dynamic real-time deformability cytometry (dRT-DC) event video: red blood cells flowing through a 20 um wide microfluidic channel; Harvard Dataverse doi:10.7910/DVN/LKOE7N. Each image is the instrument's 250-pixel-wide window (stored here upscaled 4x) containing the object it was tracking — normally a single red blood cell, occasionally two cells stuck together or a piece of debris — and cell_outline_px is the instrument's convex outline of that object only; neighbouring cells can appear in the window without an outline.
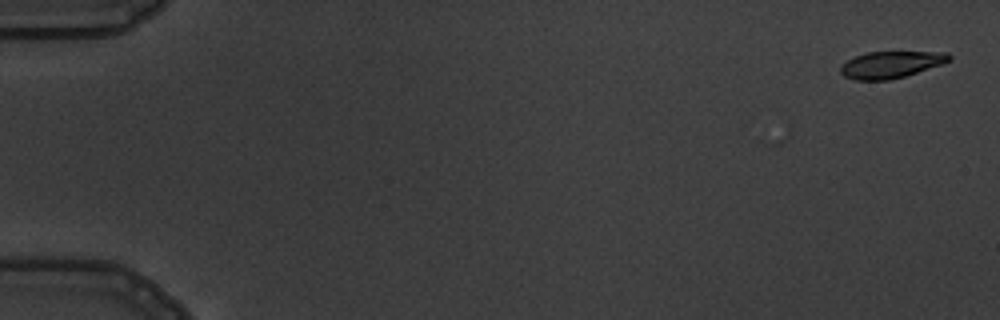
{"species": "common noctule bat (a hibernating species)", "species_latin": "Nyctalus noctula", "temperature_condition": "warm", "stored_images_in_passage": 9, "camera_frame_rate_fps": 3000, "um_per_image_px": 0.085, "animal": {"sex": "male", "body_mass_g": 19.5, "forearm_length_mm": 54.6}, "frame": {"image": 1, "passage_image": 1, "time_ms": 0.0, "image_size_px": [1000, 320], "cell_outline_px": [[952, 60], [944, 64], [904, 76], [888, 80], [856, 80], [844, 76], [840, 72], [840, 64], [856, 56], [868, 52], [948, 52], [952, 56]], "centroid_in_image_um": [75.76, 5.49], "position_along_channel_um": 9.2, "area_um2": 16.99}}
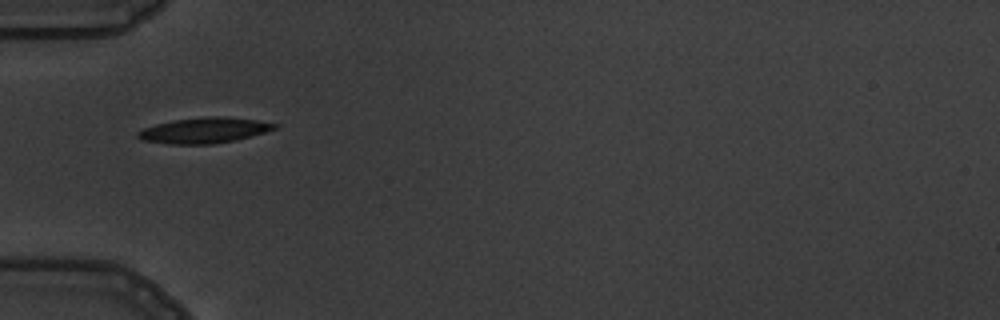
{"frame": {"image": 2, "passage_image": 6, "time_ms": 5.667, "image_size_px": [1000, 320], "cell_outline_px": [[280, 128], [236, 140], [212, 144], [168, 144], [144, 140], [136, 136], [136, 132], [144, 128], [156, 124], [172, 120], [204, 116], [224, 116], [256, 120], [280, 124]], "centroid_in_image_um": [17.39, 11.07], "position_along_channel_um": 67.6, "area_um2": 20.58}}
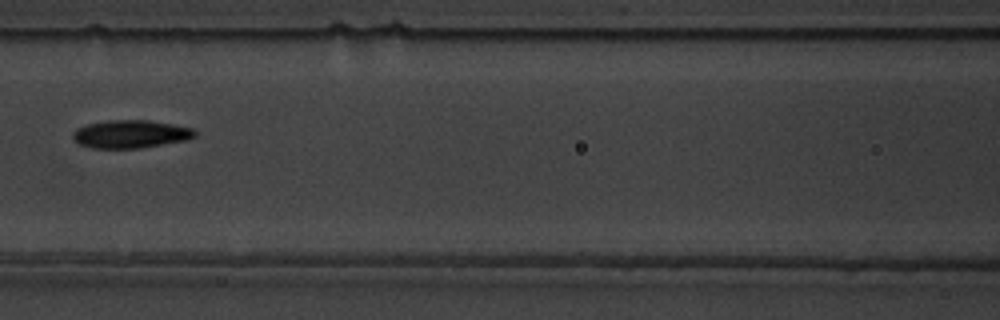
{"frame": {"image": 3, "passage_image": 8, "time_ms": 8.0, "image_size_px": [1000, 320], "cell_outline_px": [[196, 136], [188, 140], [140, 148], [92, 148], [80, 144], [72, 140], [72, 132], [76, 128], [88, 124], [108, 120], [148, 120], [196, 128]], "centroid_in_image_um": [11.11, 11.39], "position_along_channel_um": 155.5, "area_um2": 20.11}}